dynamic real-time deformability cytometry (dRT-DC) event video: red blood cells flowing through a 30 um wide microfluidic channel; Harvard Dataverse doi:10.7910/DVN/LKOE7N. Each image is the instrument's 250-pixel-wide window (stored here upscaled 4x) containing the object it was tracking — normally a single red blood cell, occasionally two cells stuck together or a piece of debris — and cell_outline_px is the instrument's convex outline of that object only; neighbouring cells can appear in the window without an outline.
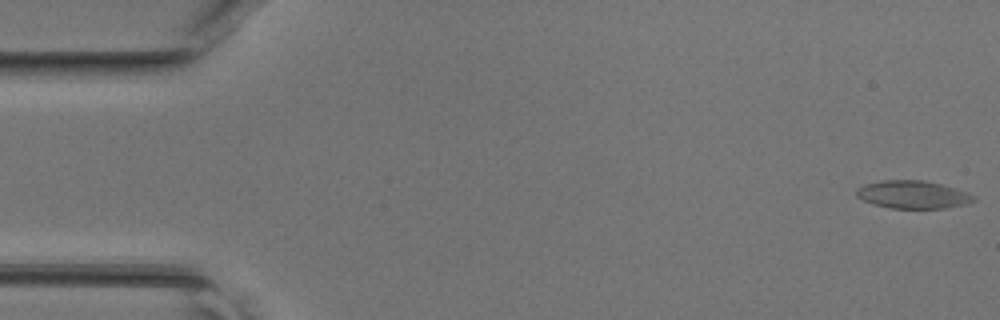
{"species": "common noctule bat (a hibernating species)", "species_latin": "Nyctalus noctula", "temperature_condition": "room temperature", "stored_images_in_passage": 46, "camera_frame_rate_fps": 3000, "um_per_image_px": 0.085, "animal": {"sex": "female", "body_mass_g": 17.0, "forearm_length_mm": 48.0}, "frame": {"image": 1, "passage_image": 1, "time_ms": 0.0, "image_size_px": [1000, 320], "cell_outline_px": [[976, 200], [944, 208], [892, 208], [872, 204], [856, 196], [856, 188], [864, 184], [880, 180], [924, 180], [940, 184], [968, 192], [976, 196]], "centroid_in_image_um": [77.54, 16.53], "position_along_channel_um": 7.5, "area_um2": 18.9}}
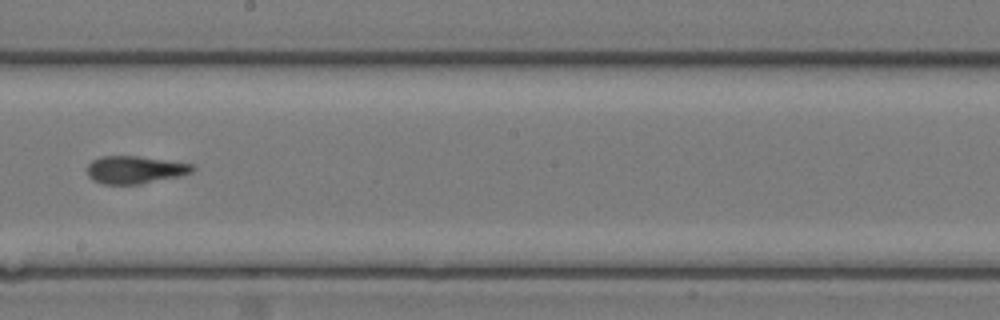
{"frame": {"image": 2, "passage_image": 26, "time_ms": 8.333, "image_size_px": [1000, 320], "cell_outline_px": [[196, 168], [192, 172], [180, 176], [140, 184], [104, 184], [92, 180], [88, 176], [88, 164], [92, 160], [100, 156], [136, 156], [196, 164]], "centroid_in_image_um": [11.49, 14.43], "position_along_channel_um": 236.7, "area_um2": 17.05}}
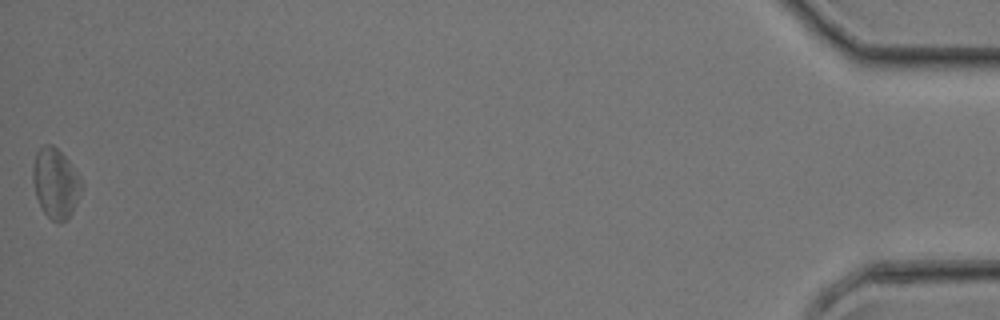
{"frame": {"image": 3, "passage_image": 46, "time_ms": 15.0, "image_size_px": [1000, 320], "cell_outline_px": [[84, 184], [72, 212], [60, 224], [52, 220], [44, 212], [36, 196], [32, 180], [32, 168], [36, 152], [44, 144], [52, 144], [68, 160], [80, 176]], "centroid_in_image_um": [4.72, 15.56], "position_along_channel_um": 430.5, "area_um2": 19.77}}